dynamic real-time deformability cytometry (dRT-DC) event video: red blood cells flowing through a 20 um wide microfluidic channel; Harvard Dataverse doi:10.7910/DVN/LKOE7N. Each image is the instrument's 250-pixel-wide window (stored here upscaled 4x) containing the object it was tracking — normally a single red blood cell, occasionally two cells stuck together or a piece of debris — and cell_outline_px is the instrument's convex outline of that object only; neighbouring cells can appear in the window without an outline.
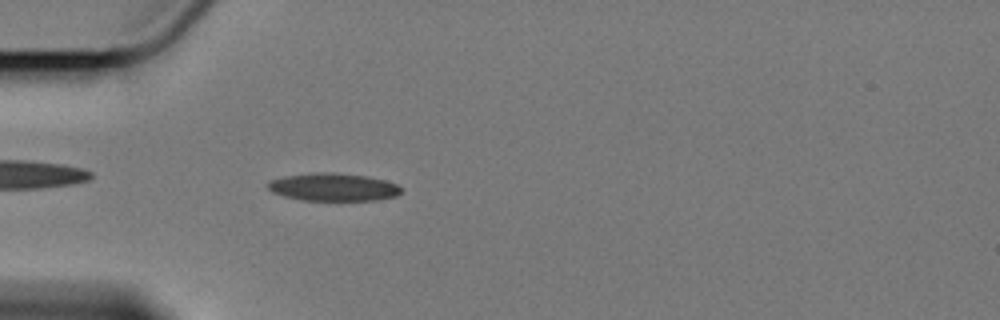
{"species": "Egyptian fruit bat (a non-hibernating species)", "species_latin": "Rousettus aegyptiacus", "temperature_condition": "cold", "stored_images_in_passage": 43, "camera_frame_rate_fps": 3000, "um_per_image_px": 0.085, "animal": {"sex": "female"}, "frame": {"image": 1, "passage_image": 7, "time_ms": 2.0, "image_size_px": [1000, 320], "cell_outline_px": [[404, 188], [396, 196], [376, 200], [300, 200], [284, 196], [272, 192], [268, 188], [268, 180], [284, 176], [312, 172], [332, 172], [368, 176], [384, 180], [396, 184]], "centroid_in_image_um": [28.31, 15.89], "position_along_channel_um": 56.7, "area_um2": 21.73}}
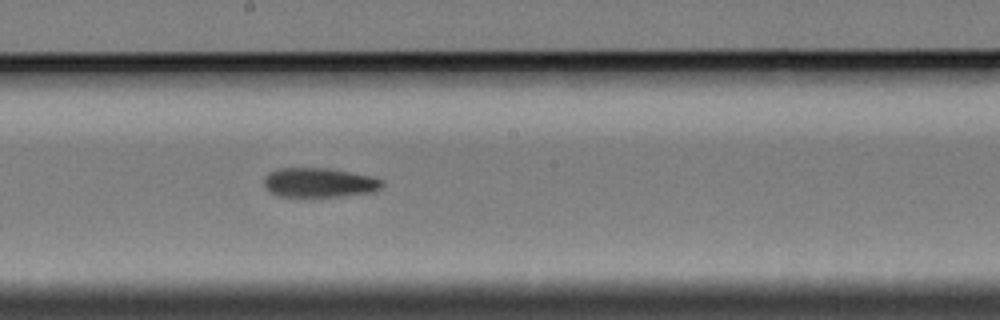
{"frame": {"image": 2, "passage_image": 22, "time_ms": 7.0, "image_size_px": [1000, 320], "cell_outline_px": [[384, 184], [376, 192], [312, 200], [280, 196], [272, 192], [264, 184], [264, 180], [268, 172], [280, 168], [328, 168], [372, 176], [384, 180]], "centroid_in_image_um": [27.17, 15.57], "position_along_channel_um": 221.0, "area_um2": 21.15}}
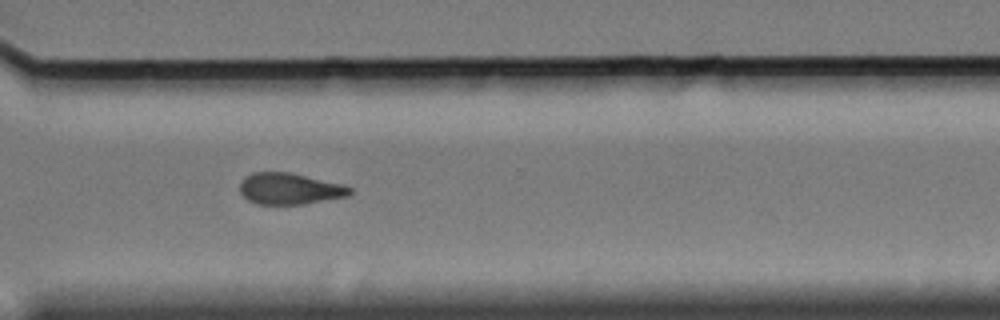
{"frame": {"image": 3, "passage_image": 33, "time_ms": 10.667, "image_size_px": [1000, 320], "cell_outline_px": [[352, 192], [348, 196], [304, 204], [256, 204], [248, 200], [240, 192], [240, 180], [244, 176], [252, 172], [288, 172], [344, 184], [352, 188]], "centroid_in_image_um": [24.61, 16.04], "position_along_channel_um": 346.0, "area_um2": 20.23}, "authors_computed_cell_mechanics": {"area_um2": 21.0392, "velocity_mm_per_s": 3.4107, "shape_relaxation_time_tau1_ms": null, "shape_relaxation_time_tau2_ms": 6.3533, "deformation_change_tau1": null, "deformation_change_tau2": 0.1389}}